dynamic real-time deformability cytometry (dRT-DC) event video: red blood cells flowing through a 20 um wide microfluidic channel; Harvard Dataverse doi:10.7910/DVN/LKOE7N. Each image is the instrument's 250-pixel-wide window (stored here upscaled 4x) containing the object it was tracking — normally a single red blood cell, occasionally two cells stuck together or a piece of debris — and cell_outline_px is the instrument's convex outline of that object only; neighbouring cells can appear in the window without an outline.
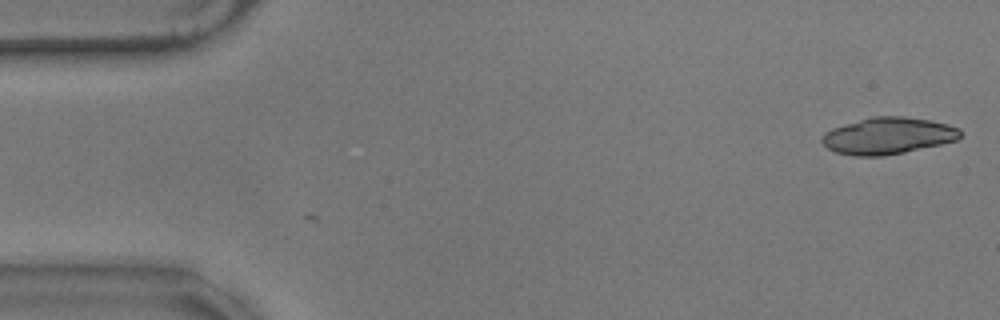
{"species": "common noctule bat (a hibernating species)", "species_latin": "Nyctalus noctula", "temperature_condition": "warm", "stored_images_in_passage": 18, "camera_frame_rate_fps": 3000, "um_per_image_px": 0.085, "animal": {"sex": "male", "body_mass_g": 17.9}, "frame": {"image": 1, "passage_image": 1, "time_ms": 0.0, "image_size_px": [1000, 320], "cell_outline_px": [[960, 136], [956, 140], [940, 144], [904, 152], [884, 156], [852, 156], [836, 152], [828, 148], [820, 140], [824, 132], [832, 128], [844, 124], [872, 116], [904, 116], [928, 120], [948, 124], [960, 128]], "centroid_in_image_um": [75.44, 11.54], "position_along_channel_um": 9.6, "area_um2": 29.54}}
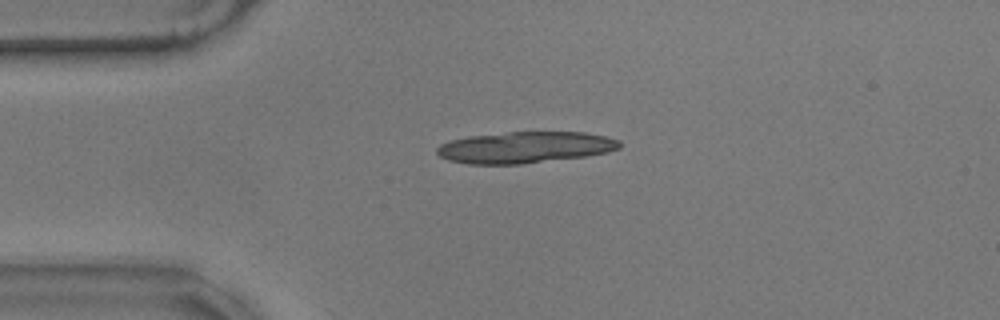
{"frame": {"image": 2, "passage_image": 12, "time_ms": 3.667, "image_size_px": [1000, 320], "cell_outline_px": [[620, 148], [608, 152], [584, 156], [520, 164], [468, 164], [448, 160], [440, 156], [436, 152], [436, 148], [440, 144], [452, 140], [468, 136], [508, 132], [584, 132], [604, 136], [620, 140]], "centroid_in_image_um": [44.6, 12.52], "position_along_channel_um": 40.4, "area_um2": 33.29}}